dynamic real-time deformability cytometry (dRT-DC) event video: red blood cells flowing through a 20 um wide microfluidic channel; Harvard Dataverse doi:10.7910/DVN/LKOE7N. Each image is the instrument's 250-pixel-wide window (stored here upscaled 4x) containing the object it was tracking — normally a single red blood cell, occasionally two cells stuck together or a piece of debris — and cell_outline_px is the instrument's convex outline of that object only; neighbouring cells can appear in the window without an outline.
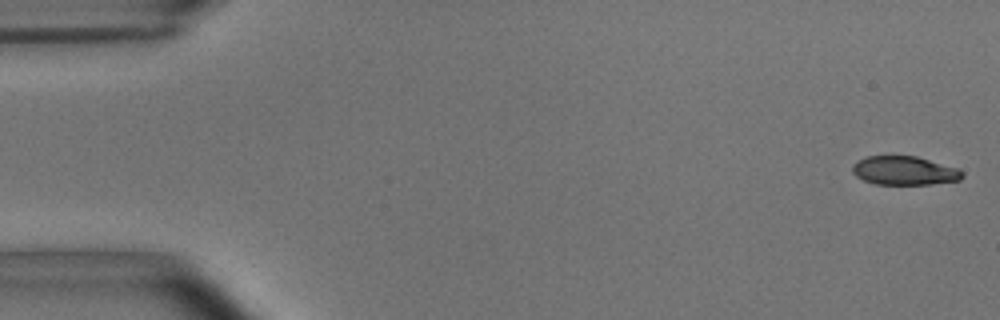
{"species": "common noctule bat (a hibernating species)", "species_latin": "Nyctalus noctula", "temperature_condition": "room temperature", "stored_images_in_passage": 53, "camera_frame_rate_fps": 3000, "um_per_image_px": 0.085, "animal": {"sex": "male", "body_mass_g": 15.6}, "frame": {"image": 1, "passage_image": 1, "time_ms": 0.0, "image_size_px": [1000, 320], "cell_outline_px": [[964, 176], [960, 180], [932, 184], [876, 184], [864, 180], [856, 176], [852, 172], [852, 164], [868, 156], [916, 156], [956, 168], [964, 172]], "centroid_in_image_um": [76.87, 14.51], "position_along_channel_um": 8.1, "area_um2": 18.26}}
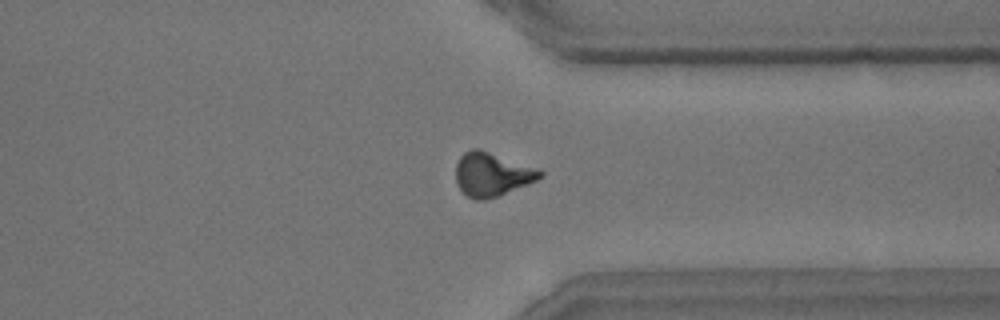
{"frame": {"image": 2, "passage_image": 41, "time_ms": 13.333, "image_size_px": [1000, 320], "cell_outline_px": [[544, 176], [536, 180], [496, 196], [484, 200], [472, 200], [456, 184], [456, 164], [460, 156], [464, 152], [472, 148], [480, 148], [540, 168], [544, 172]], "centroid_in_image_um": [41.82, 14.78], "position_along_channel_um": 369.6, "area_um2": 21.62}}
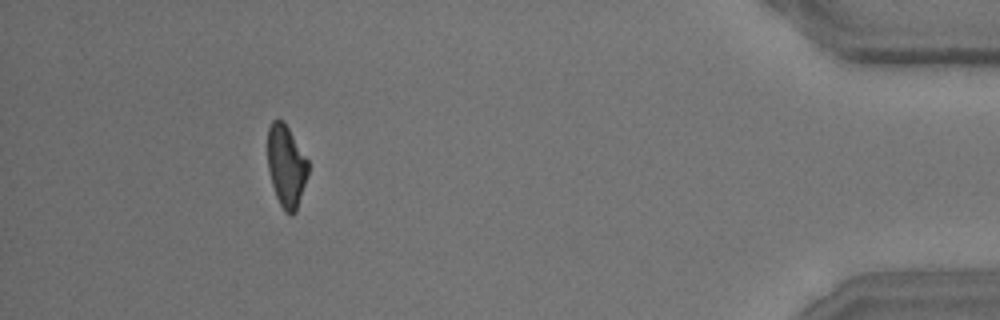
{"frame": {"image": 3, "passage_image": 49, "time_ms": 16.0, "image_size_px": [1000, 320], "cell_outline_px": [[308, 176], [296, 212], [292, 216], [288, 216], [284, 212], [276, 196], [272, 184], [268, 168], [268, 128], [272, 120], [284, 120], [308, 160]], "centroid_in_image_um": [24.34, 14.14], "position_along_channel_um": 410.9, "area_um2": 19.54}, "authors_computed_cell_mechanics": {"area_um2": 20.2878, "velocity_mm_per_s": 3.7021, "shape_relaxation_time_tau1_ms": 4.5478, "shape_relaxation_time_tau2_ms": 2.6072, "deformation_change_tau1": 0.1765, "deformation_change_tau2": 0.0979}}